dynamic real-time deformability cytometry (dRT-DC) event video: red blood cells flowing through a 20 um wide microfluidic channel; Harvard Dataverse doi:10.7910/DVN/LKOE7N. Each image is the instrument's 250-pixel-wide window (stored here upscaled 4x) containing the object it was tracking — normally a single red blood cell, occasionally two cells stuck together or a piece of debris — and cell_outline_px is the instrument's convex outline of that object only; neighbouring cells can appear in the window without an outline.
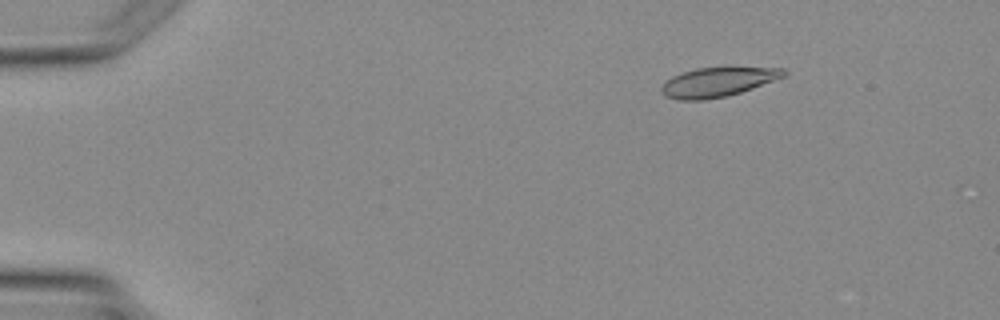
{"species": "Egyptian fruit bat (a non-hibernating species)", "species_latin": "Rousettus aegyptiacus", "temperature_condition": "warm", "stored_images_in_passage": 4, "segment_of_instrument_passage": [1, 2], "camera_frame_rate_fps": 3000, "um_per_image_px": 0.085, "animal": {"sex": "female"}, "frame": {"image": 1, "passage_image": 2, "time_ms": 1.667, "image_size_px": [1000, 320], "cell_outline_px": [[788, 72], [784, 76], [752, 88], [728, 96], [704, 100], [680, 100], [664, 96], [660, 92], [660, 88], [672, 76], [696, 68], [732, 64], [784, 68]], "centroid_in_image_um": [61.07, 6.91], "position_along_channel_um": 23.9, "area_um2": 21.85}}